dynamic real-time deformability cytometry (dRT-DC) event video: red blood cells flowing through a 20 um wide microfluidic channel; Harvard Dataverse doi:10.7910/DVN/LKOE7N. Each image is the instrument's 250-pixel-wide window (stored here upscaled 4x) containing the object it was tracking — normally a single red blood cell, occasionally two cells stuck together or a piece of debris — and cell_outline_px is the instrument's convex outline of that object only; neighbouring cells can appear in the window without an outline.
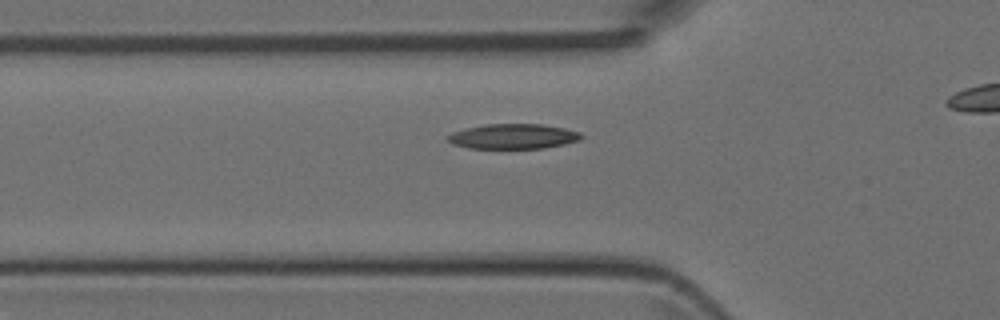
{"species": "Egyptian fruit bat (a non-hibernating species)", "species_latin": "Rousettus aegyptiacus", "temperature_condition": "room temperature", "stored_images_in_passage": 26, "camera_frame_rate_fps": 3000, "um_per_image_px": 0.085, "animal": {"sex": "female"}, "frame": {"image": 1, "passage_image": 3, "time_ms": 0.667, "image_size_px": [1000, 320], "cell_outline_px": [[584, 136], [580, 140], [564, 144], [544, 148], [468, 148], [452, 144], [448, 140], [448, 136], [452, 132], [464, 128], [484, 124], [544, 124], [564, 128], [580, 132]], "centroid_in_image_um": [43.63, 11.58], "position_along_channel_um": 82.2, "area_um2": 19.54}}
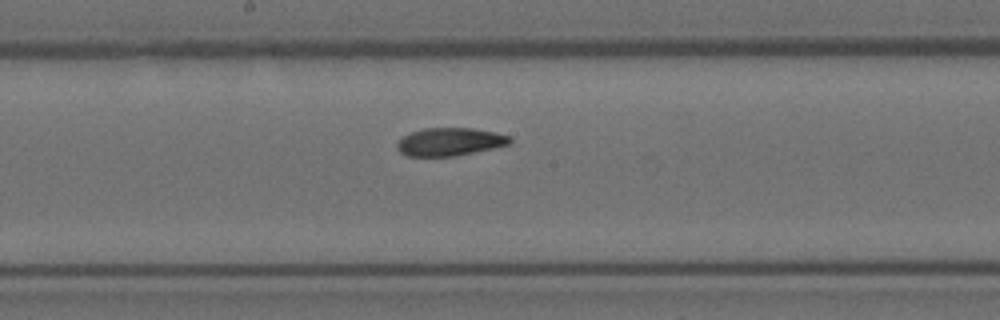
{"frame": {"image": 2, "passage_image": 12, "time_ms": 3.667, "image_size_px": [1000, 320], "cell_outline_px": [[512, 140], [508, 144], [492, 148], [456, 156], [408, 156], [400, 152], [396, 148], [396, 144], [404, 136], [412, 132], [424, 128], [472, 128], [492, 132], [508, 136]], "centroid_in_image_um": [38.19, 12.06], "position_along_channel_um": 210.0, "area_um2": 18.09}}
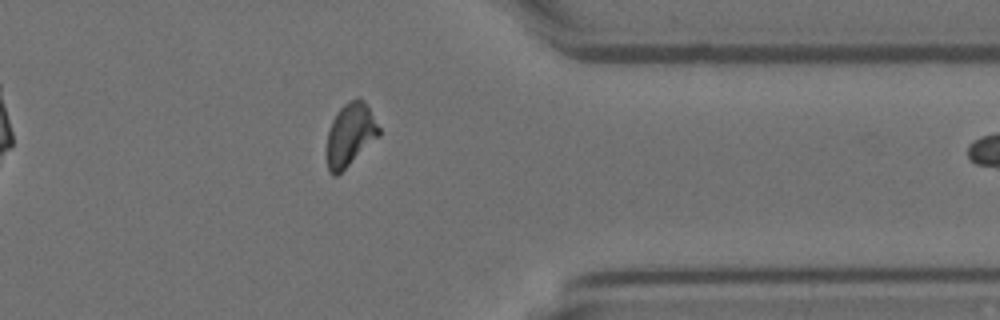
{"frame": {"image": 3, "passage_image": 25, "time_ms": 8.0, "image_size_px": [1000, 320], "cell_outline_px": [[380, 136], [336, 176], [332, 176], [328, 172], [324, 152], [328, 132], [332, 120], [336, 112], [348, 100], [356, 96], [360, 96], [364, 100], [380, 128]], "centroid_in_image_um": [29.73, 11.45], "position_along_channel_um": 381.7, "area_um2": 19.65}}